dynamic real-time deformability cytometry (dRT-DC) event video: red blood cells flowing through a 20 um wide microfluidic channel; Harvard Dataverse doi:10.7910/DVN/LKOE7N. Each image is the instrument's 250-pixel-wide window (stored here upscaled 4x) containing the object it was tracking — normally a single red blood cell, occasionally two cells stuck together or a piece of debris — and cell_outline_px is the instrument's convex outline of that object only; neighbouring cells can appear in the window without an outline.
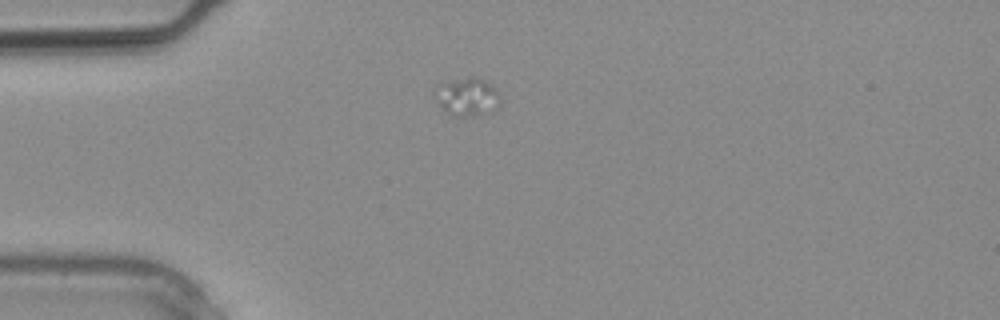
{"species": "common noctule bat (a hibernating species)", "species_latin": "Nyctalus noctula", "temperature_condition": "warm", "stored_images_in_passage": 4, "segment_of_instrument_passage": [2, 2], "camera_frame_rate_fps": 3000, "um_per_image_px": 0.085, "animal": {"sex": "male", "body_mass_g": 20.4}, "frame": {"image": 1, "passage_image": 4, "time_ms": 1.0, "image_size_px": [1000, 320], "cell_outline_px": [[500, 104], [496, 108], [468, 116], [456, 116], [444, 112], [432, 92], [432, 88], [440, 84], [460, 80], [484, 80], [492, 84], [496, 88], [500, 96]], "centroid_in_image_um": [39.67, 8.25], "position_along_channel_um": 45.3, "area_um2": 13.93}}